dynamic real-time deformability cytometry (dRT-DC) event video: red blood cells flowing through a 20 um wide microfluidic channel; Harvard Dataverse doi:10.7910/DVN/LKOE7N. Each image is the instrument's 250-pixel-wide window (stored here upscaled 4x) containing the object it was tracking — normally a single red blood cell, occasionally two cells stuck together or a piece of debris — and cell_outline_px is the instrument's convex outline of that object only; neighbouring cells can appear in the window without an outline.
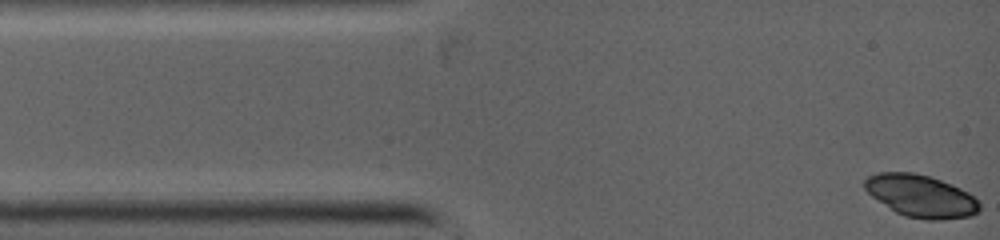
{"species": "common noctule bat (a hibernating species)", "species_latin": "Nyctalus noctula", "temperature_condition": "warm", "stored_images_in_passage": 6, "camera_frame_rate_fps": 5000, "um_per_image_px": 0.085, "animal": {"sex": "female", "body_mass_g": 19.0, "forearm_length_mm": 53.3}, "frame": {"image": 1, "passage_image": 1, "time_ms": 0.0, "image_size_px": [1000, 240], "cell_outline_px": [[980, 208], [972, 216], [940, 220], [928, 220], [904, 216], [896, 212], [872, 196], [864, 188], [864, 180], [868, 176], [880, 172], [912, 172], [928, 176], [952, 184], [968, 192], [980, 204]], "centroid_in_image_um": [78.27, 16.66], "position_along_channel_um": 6.7, "area_um2": 28.15}}
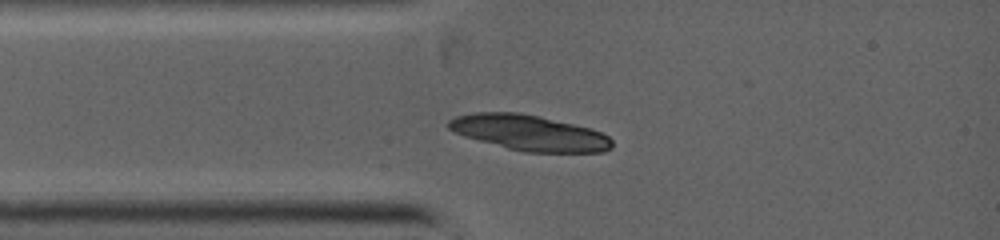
{"frame": {"image": 2, "passage_image": 6, "time_ms": 2.0, "image_size_px": [1000, 240], "cell_outline_px": [[612, 148], [604, 152], [524, 152], [508, 148], [464, 136], [448, 128], [448, 120], [456, 116], [476, 112], [520, 112], [540, 116], [592, 128], [608, 136], [612, 140]], "centroid_in_image_um": [45.02, 11.28], "position_along_channel_um": 40.0, "area_um2": 33.81}}